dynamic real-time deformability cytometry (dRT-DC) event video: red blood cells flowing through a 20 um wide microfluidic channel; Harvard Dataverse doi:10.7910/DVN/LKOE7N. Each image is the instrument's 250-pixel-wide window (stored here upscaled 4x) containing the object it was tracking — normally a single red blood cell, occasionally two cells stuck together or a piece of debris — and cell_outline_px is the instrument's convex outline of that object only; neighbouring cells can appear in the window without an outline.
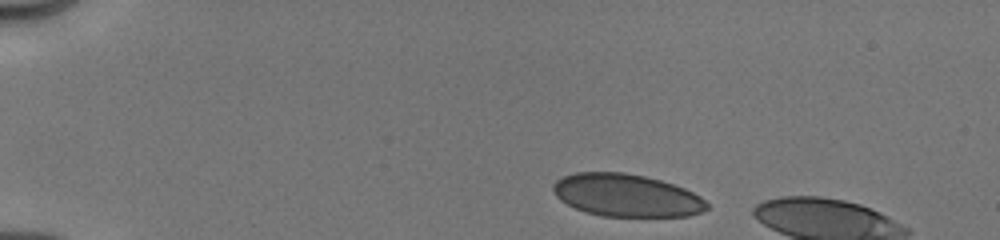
{"species": "human", "species_latin": "Homo sapiens", "temperature_condition": "cold", "stored_images_in_passage": 3, "camera_frame_rate_fps": 3000, "um_per_image_px": 0.085, "donor": {"sex": "male"}, "frame": {"image": 1, "passage_image": 1, "time_ms": 0.0, "image_size_px": [1000, 240], "cell_outline_px": [[708, 208], [700, 212], [688, 216], [604, 216], [584, 212], [560, 200], [556, 196], [552, 188], [552, 184], [556, 180], [564, 176], [576, 172], [624, 172], [644, 176], [660, 180], [684, 188], [700, 196], [708, 204]], "centroid_in_image_um": [53.22, 16.6], "position_along_channel_um": 31.8, "area_um2": 38.03}}